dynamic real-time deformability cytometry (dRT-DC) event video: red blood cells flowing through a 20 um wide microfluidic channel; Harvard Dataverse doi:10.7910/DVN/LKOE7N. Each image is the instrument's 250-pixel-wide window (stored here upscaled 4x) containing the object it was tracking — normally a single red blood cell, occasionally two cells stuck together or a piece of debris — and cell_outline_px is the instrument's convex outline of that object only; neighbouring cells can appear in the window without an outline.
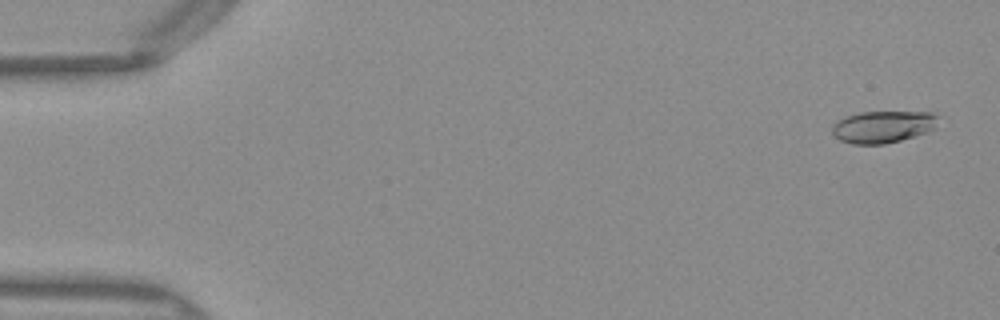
{"species": "Egyptian fruit bat (a non-hibernating species)", "species_latin": "Rousettus aegyptiacus", "temperature_condition": "warm", "stored_images_in_passage": 15, "camera_frame_rate_fps": 3000, "um_per_image_px": 0.085, "frame": {"image": 1, "passage_image": 2, "time_ms": 0.333, "image_size_px": [1000, 320], "cell_outline_px": [[940, 116], [932, 128], [928, 132], [900, 140], [884, 144], [852, 144], [840, 140], [832, 132], [832, 128], [840, 120], [848, 116], [860, 112], [936, 112]], "centroid_in_image_um": [75.09, 10.77], "position_along_channel_um": 9.9, "area_um2": 19.54}}
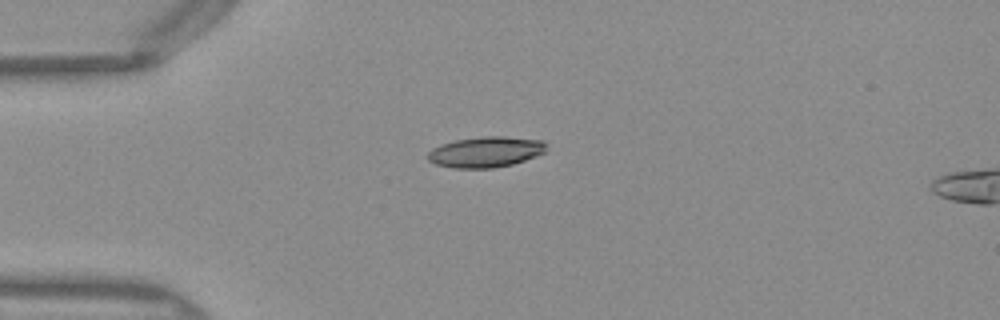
{"frame": {"image": 2, "passage_image": 13, "time_ms": 4.0, "image_size_px": [1000, 320], "cell_outline_px": [[544, 152], [536, 156], [512, 164], [492, 168], [452, 168], [436, 164], [428, 160], [428, 152], [432, 148], [440, 144], [456, 140], [484, 136], [504, 136], [544, 140]], "centroid_in_image_um": [41.25, 12.91], "position_along_channel_um": 43.7, "area_um2": 21.1}}